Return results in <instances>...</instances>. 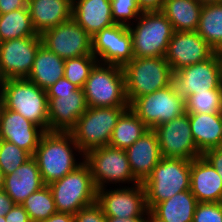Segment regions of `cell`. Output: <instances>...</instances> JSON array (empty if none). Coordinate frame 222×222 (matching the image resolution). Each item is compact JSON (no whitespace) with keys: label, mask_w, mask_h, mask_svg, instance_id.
Wrapping results in <instances>:
<instances>
[{"label":"cell","mask_w":222,"mask_h":222,"mask_svg":"<svg viewBox=\"0 0 222 222\" xmlns=\"http://www.w3.org/2000/svg\"><path fill=\"white\" fill-rule=\"evenodd\" d=\"M216 51L196 32L174 31L165 59L176 71L211 58Z\"/></svg>","instance_id":"obj_17"},{"label":"cell","mask_w":222,"mask_h":222,"mask_svg":"<svg viewBox=\"0 0 222 222\" xmlns=\"http://www.w3.org/2000/svg\"><path fill=\"white\" fill-rule=\"evenodd\" d=\"M128 29L134 57H165L174 30L161 11H143Z\"/></svg>","instance_id":"obj_6"},{"label":"cell","mask_w":222,"mask_h":222,"mask_svg":"<svg viewBox=\"0 0 222 222\" xmlns=\"http://www.w3.org/2000/svg\"><path fill=\"white\" fill-rule=\"evenodd\" d=\"M184 99L187 113H222V85L217 89L198 92Z\"/></svg>","instance_id":"obj_33"},{"label":"cell","mask_w":222,"mask_h":222,"mask_svg":"<svg viewBox=\"0 0 222 222\" xmlns=\"http://www.w3.org/2000/svg\"><path fill=\"white\" fill-rule=\"evenodd\" d=\"M111 11L115 24L128 27L143 13L137 0H111Z\"/></svg>","instance_id":"obj_36"},{"label":"cell","mask_w":222,"mask_h":222,"mask_svg":"<svg viewBox=\"0 0 222 222\" xmlns=\"http://www.w3.org/2000/svg\"><path fill=\"white\" fill-rule=\"evenodd\" d=\"M42 45L62 59L92 54L91 36L73 18L41 34Z\"/></svg>","instance_id":"obj_13"},{"label":"cell","mask_w":222,"mask_h":222,"mask_svg":"<svg viewBox=\"0 0 222 222\" xmlns=\"http://www.w3.org/2000/svg\"><path fill=\"white\" fill-rule=\"evenodd\" d=\"M28 0H0V15L26 8Z\"/></svg>","instance_id":"obj_42"},{"label":"cell","mask_w":222,"mask_h":222,"mask_svg":"<svg viewBox=\"0 0 222 222\" xmlns=\"http://www.w3.org/2000/svg\"><path fill=\"white\" fill-rule=\"evenodd\" d=\"M5 186V174L0 169V190L4 189Z\"/></svg>","instance_id":"obj_49"},{"label":"cell","mask_w":222,"mask_h":222,"mask_svg":"<svg viewBox=\"0 0 222 222\" xmlns=\"http://www.w3.org/2000/svg\"><path fill=\"white\" fill-rule=\"evenodd\" d=\"M3 81H4V78H3V76L1 75V72H0V91H1Z\"/></svg>","instance_id":"obj_52"},{"label":"cell","mask_w":222,"mask_h":222,"mask_svg":"<svg viewBox=\"0 0 222 222\" xmlns=\"http://www.w3.org/2000/svg\"><path fill=\"white\" fill-rule=\"evenodd\" d=\"M197 203L191 190H185L156 204L150 212L163 222H192Z\"/></svg>","instance_id":"obj_27"},{"label":"cell","mask_w":222,"mask_h":222,"mask_svg":"<svg viewBox=\"0 0 222 222\" xmlns=\"http://www.w3.org/2000/svg\"><path fill=\"white\" fill-rule=\"evenodd\" d=\"M146 222H163L160 219L156 218L149 210L146 217Z\"/></svg>","instance_id":"obj_47"},{"label":"cell","mask_w":222,"mask_h":222,"mask_svg":"<svg viewBox=\"0 0 222 222\" xmlns=\"http://www.w3.org/2000/svg\"><path fill=\"white\" fill-rule=\"evenodd\" d=\"M188 117L194 142L202 154L222 147V113H188Z\"/></svg>","instance_id":"obj_25"},{"label":"cell","mask_w":222,"mask_h":222,"mask_svg":"<svg viewBox=\"0 0 222 222\" xmlns=\"http://www.w3.org/2000/svg\"><path fill=\"white\" fill-rule=\"evenodd\" d=\"M74 222H107L101 206L96 202L80 209L74 215Z\"/></svg>","instance_id":"obj_38"},{"label":"cell","mask_w":222,"mask_h":222,"mask_svg":"<svg viewBox=\"0 0 222 222\" xmlns=\"http://www.w3.org/2000/svg\"><path fill=\"white\" fill-rule=\"evenodd\" d=\"M92 54L99 63L123 67L133 58L132 35L128 26L113 24L92 38Z\"/></svg>","instance_id":"obj_14"},{"label":"cell","mask_w":222,"mask_h":222,"mask_svg":"<svg viewBox=\"0 0 222 222\" xmlns=\"http://www.w3.org/2000/svg\"><path fill=\"white\" fill-rule=\"evenodd\" d=\"M192 222H222V202H198Z\"/></svg>","instance_id":"obj_37"},{"label":"cell","mask_w":222,"mask_h":222,"mask_svg":"<svg viewBox=\"0 0 222 222\" xmlns=\"http://www.w3.org/2000/svg\"><path fill=\"white\" fill-rule=\"evenodd\" d=\"M202 6L196 0H164L161 12L174 31L192 32L198 28Z\"/></svg>","instance_id":"obj_28"},{"label":"cell","mask_w":222,"mask_h":222,"mask_svg":"<svg viewBox=\"0 0 222 222\" xmlns=\"http://www.w3.org/2000/svg\"><path fill=\"white\" fill-rule=\"evenodd\" d=\"M72 18L91 37L113 24L111 0H73Z\"/></svg>","instance_id":"obj_22"},{"label":"cell","mask_w":222,"mask_h":222,"mask_svg":"<svg viewBox=\"0 0 222 222\" xmlns=\"http://www.w3.org/2000/svg\"><path fill=\"white\" fill-rule=\"evenodd\" d=\"M49 131L70 132L87 110L83 89L65 94H47Z\"/></svg>","instance_id":"obj_18"},{"label":"cell","mask_w":222,"mask_h":222,"mask_svg":"<svg viewBox=\"0 0 222 222\" xmlns=\"http://www.w3.org/2000/svg\"><path fill=\"white\" fill-rule=\"evenodd\" d=\"M196 32L216 52L222 47V3L202 6Z\"/></svg>","instance_id":"obj_30"},{"label":"cell","mask_w":222,"mask_h":222,"mask_svg":"<svg viewBox=\"0 0 222 222\" xmlns=\"http://www.w3.org/2000/svg\"><path fill=\"white\" fill-rule=\"evenodd\" d=\"M76 153L80 155L82 162L78 161ZM33 157L37 161L45 185L62 179L84 161V154L71 132L62 131H45Z\"/></svg>","instance_id":"obj_1"},{"label":"cell","mask_w":222,"mask_h":222,"mask_svg":"<svg viewBox=\"0 0 222 222\" xmlns=\"http://www.w3.org/2000/svg\"><path fill=\"white\" fill-rule=\"evenodd\" d=\"M0 95L6 109L16 111L44 131H49L46 90L27 78L5 79Z\"/></svg>","instance_id":"obj_3"},{"label":"cell","mask_w":222,"mask_h":222,"mask_svg":"<svg viewBox=\"0 0 222 222\" xmlns=\"http://www.w3.org/2000/svg\"><path fill=\"white\" fill-rule=\"evenodd\" d=\"M73 0H28L32 26L37 34L72 19Z\"/></svg>","instance_id":"obj_24"},{"label":"cell","mask_w":222,"mask_h":222,"mask_svg":"<svg viewBox=\"0 0 222 222\" xmlns=\"http://www.w3.org/2000/svg\"><path fill=\"white\" fill-rule=\"evenodd\" d=\"M0 222H6L5 216H0Z\"/></svg>","instance_id":"obj_53"},{"label":"cell","mask_w":222,"mask_h":222,"mask_svg":"<svg viewBox=\"0 0 222 222\" xmlns=\"http://www.w3.org/2000/svg\"><path fill=\"white\" fill-rule=\"evenodd\" d=\"M44 130L16 111L3 107L0 115V139L34 155Z\"/></svg>","instance_id":"obj_19"},{"label":"cell","mask_w":222,"mask_h":222,"mask_svg":"<svg viewBox=\"0 0 222 222\" xmlns=\"http://www.w3.org/2000/svg\"><path fill=\"white\" fill-rule=\"evenodd\" d=\"M202 5L214 4V3H222V0H196Z\"/></svg>","instance_id":"obj_48"},{"label":"cell","mask_w":222,"mask_h":222,"mask_svg":"<svg viewBox=\"0 0 222 222\" xmlns=\"http://www.w3.org/2000/svg\"><path fill=\"white\" fill-rule=\"evenodd\" d=\"M16 205L9 195L0 190V216H5Z\"/></svg>","instance_id":"obj_43"},{"label":"cell","mask_w":222,"mask_h":222,"mask_svg":"<svg viewBox=\"0 0 222 222\" xmlns=\"http://www.w3.org/2000/svg\"><path fill=\"white\" fill-rule=\"evenodd\" d=\"M174 82L184 98L219 88L222 85V69L218 54L215 53L208 60L176 71Z\"/></svg>","instance_id":"obj_16"},{"label":"cell","mask_w":222,"mask_h":222,"mask_svg":"<svg viewBox=\"0 0 222 222\" xmlns=\"http://www.w3.org/2000/svg\"><path fill=\"white\" fill-rule=\"evenodd\" d=\"M129 108L145 123L154 129L186 113L185 99L177 90L175 82L148 95L136 98Z\"/></svg>","instance_id":"obj_10"},{"label":"cell","mask_w":222,"mask_h":222,"mask_svg":"<svg viewBox=\"0 0 222 222\" xmlns=\"http://www.w3.org/2000/svg\"><path fill=\"white\" fill-rule=\"evenodd\" d=\"M142 11H161L164 0H137Z\"/></svg>","instance_id":"obj_44"},{"label":"cell","mask_w":222,"mask_h":222,"mask_svg":"<svg viewBox=\"0 0 222 222\" xmlns=\"http://www.w3.org/2000/svg\"><path fill=\"white\" fill-rule=\"evenodd\" d=\"M31 222H41L57 212L52 191L48 185L30 194L21 204Z\"/></svg>","instance_id":"obj_32"},{"label":"cell","mask_w":222,"mask_h":222,"mask_svg":"<svg viewBox=\"0 0 222 222\" xmlns=\"http://www.w3.org/2000/svg\"><path fill=\"white\" fill-rule=\"evenodd\" d=\"M190 170L191 160L162 157L143 182L148 210L177 193L190 190Z\"/></svg>","instance_id":"obj_4"},{"label":"cell","mask_w":222,"mask_h":222,"mask_svg":"<svg viewBox=\"0 0 222 222\" xmlns=\"http://www.w3.org/2000/svg\"><path fill=\"white\" fill-rule=\"evenodd\" d=\"M84 161L90 167L97 189L106 188L109 184L116 185L118 183L120 187V183H132V186L139 183L130 170L125 149L109 145L94 148L84 155Z\"/></svg>","instance_id":"obj_9"},{"label":"cell","mask_w":222,"mask_h":222,"mask_svg":"<svg viewBox=\"0 0 222 222\" xmlns=\"http://www.w3.org/2000/svg\"><path fill=\"white\" fill-rule=\"evenodd\" d=\"M88 107H129L121 66L97 63L83 87Z\"/></svg>","instance_id":"obj_7"},{"label":"cell","mask_w":222,"mask_h":222,"mask_svg":"<svg viewBox=\"0 0 222 222\" xmlns=\"http://www.w3.org/2000/svg\"><path fill=\"white\" fill-rule=\"evenodd\" d=\"M125 152L130 170L139 183H143L151 175L162 158L158 137L153 129L145 132Z\"/></svg>","instance_id":"obj_20"},{"label":"cell","mask_w":222,"mask_h":222,"mask_svg":"<svg viewBox=\"0 0 222 222\" xmlns=\"http://www.w3.org/2000/svg\"><path fill=\"white\" fill-rule=\"evenodd\" d=\"M129 107H87L70 131L85 155L89 150L109 145L114 127Z\"/></svg>","instance_id":"obj_8"},{"label":"cell","mask_w":222,"mask_h":222,"mask_svg":"<svg viewBox=\"0 0 222 222\" xmlns=\"http://www.w3.org/2000/svg\"><path fill=\"white\" fill-rule=\"evenodd\" d=\"M97 203L105 217L128 219L142 217L148 211L143 183L97 189Z\"/></svg>","instance_id":"obj_11"},{"label":"cell","mask_w":222,"mask_h":222,"mask_svg":"<svg viewBox=\"0 0 222 222\" xmlns=\"http://www.w3.org/2000/svg\"><path fill=\"white\" fill-rule=\"evenodd\" d=\"M129 105L138 97L174 82V72L165 57H134L123 67Z\"/></svg>","instance_id":"obj_2"},{"label":"cell","mask_w":222,"mask_h":222,"mask_svg":"<svg viewBox=\"0 0 222 222\" xmlns=\"http://www.w3.org/2000/svg\"><path fill=\"white\" fill-rule=\"evenodd\" d=\"M41 222H74V215L69 213L56 212L48 219Z\"/></svg>","instance_id":"obj_45"},{"label":"cell","mask_w":222,"mask_h":222,"mask_svg":"<svg viewBox=\"0 0 222 222\" xmlns=\"http://www.w3.org/2000/svg\"><path fill=\"white\" fill-rule=\"evenodd\" d=\"M79 87L72 84L65 77L60 78L55 84L46 89V94H65L78 90Z\"/></svg>","instance_id":"obj_39"},{"label":"cell","mask_w":222,"mask_h":222,"mask_svg":"<svg viewBox=\"0 0 222 222\" xmlns=\"http://www.w3.org/2000/svg\"><path fill=\"white\" fill-rule=\"evenodd\" d=\"M48 186L52 191L57 212L75 215L80 209L97 202V188L90 167L85 161Z\"/></svg>","instance_id":"obj_5"},{"label":"cell","mask_w":222,"mask_h":222,"mask_svg":"<svg viewBox=\"0 0 222 222\" xmlns=\"http://www.w3.org/2000/svg\"><path fill=\"white\" fill-rule=\"evenodd\" d=\"M41 45V36L22 37L1 42L0 72L4 80L27 78L36 52Z\"/></svg>","instance_id":"obj_15"},{"label":"cell","mask_w":222,"mask_h":222,"mask_svg":"<svg viewBox=\"0 0 222 222\" xmlns=\"http://www.w3.org/2000/svg\"><path fill=\"white\" fill-rule=\"evenodd\" d=\"M190 190L197 202H222V180L203 157L191 160Z\"/></svg>","instance_id":"obj_21"},{"label":"cell","mask_w":222,"mask_h":222,"mask_svg":"<svg viewBox=\"0 0 222 222\" xmlns=\"http://www.w3.org/2000/svg\"><path fill=\"white\" fill-rule=\"evenodd\" d=\"M148 130L145 123L130 108H127L114 127L109 146L127 149Z\"/></svg>","instance_id":"obj_29"},{"label":"cell","mask_w":222,"mask_h":222,"mask_svg":"<svg viewBox=\"0 0 222 222\" xmlns=\"http://www.w3.org/2000/svg\"><path fill=\"white\" fill-rule=\"evenodd\" d=\"M97 63L98 59L93 54L65 59L64 77L83 89L91 70Z\"/></svg>","instance_id":"obj_34"},{"label":"cell","mask_w":222,"mask_h":222,"mask_svg":"<svg viewBox=\"0 0 222 222\" xmlns=\"http://www.w3.org/2000/svg\"><path fill=\"white\" fill-rule=\"evenodd\" d=\"M32 156L13 143L0 139V169L5 175L13 173Z\"/></svg>","instance_id":"obj_35"},{"label":"cell","mask_w":222,"mask_h":222,"mask_svg":"<svg viewBox=\"0 0 222 222\" xmlns=\"http://www.w3.org/2000/svg\"><path fill=\"white\" fill-rule=\"evenodd\" d=\"M43 183L36 159L32 156L13 173L5 175L4 191L15 204H22L34 192L40 190Z\"/></svg>","instance_id":"obj_23"},{"label":"cell","mask_w":222,"mask_h":222,"mask_svg":"<svg viewBox=\"0 0 222 222\" xmlns=\"http://www.w3.org/2000/svg\"><path fill=\"white\" fill-rule=\"evenodd\" d=\"M3 107H4L3 99H2V97H1V95H0V115H1V112H2Z\"/></svg>","instance_id":"obj_51"},{"label":"cell","mask_w":222,"mask_h":222,"mask_svg":"<svg viewBox=\"0 0 222 222\" xmlns=\"http://www.w3.org/2000/svg\"><path fill=\"white\" fill-rule=\"evenodd\" d=\"M65 60L41 45L27 79L46 90L64 77Z\"/></svg>","instance_id":"obj_26"},{"label":"cell","mask_w":222,"mask_h":222,"mask_svg":"<svg viewBox=\"0 0 222 222\" xmlns=\"http://www.w3.org/2000/svg\"><path fill=\"white\" fill-rule=\"evenodd\" d=\"M148 211L142 217H133L128 219H120L116 217H106L107 222H146Z\"/></svg>","instance_id":"obj_46"},{"label":"cell","mask_w":222,"mask_h":222,"mask_svg":"<svg viewBox=\"0 0 222 222\" xmlns=\"http://www.w3.org/2000/svg\"><path fill=\"white\" fill-rule=\"evenodd\" d=\"M153 130L158 137L162 157L193 160L202 156L194 142L187 112Z\"/></svg>","instance_id":"obj_12"},{"label":"cell","mask_w":222,"mask_h":222,"mask_svg":"<svg viewBox=\"0 0 222 222\" xmlns=\"http://www.w3.org/2000/svg\"><path fill=\"white\" fill-rule=\"evenodd\" d=\"M6 222H31L28 213L20 204L14 207L5 215Z\"/></svg>","instance_id":"obj_41"},{"label":"cell","mask_w":222,"mask_h":222,"mask_svg":"<svg viewBox=\"0 0 222 222\" xmlns=\"http://www.w3.org/2000/svg\"><path fill=\"white\" fill-rule=\"evenodd\" d=\"M29 36L41 35L37 34L32 26L28 7L0 15V38L2 42Z\"/></svg>","instance_id":"obj_31"},{"label":"cell","mask_w":222,"mask_h":222,"mask_svg":"<svg viewBox=\"0 0 222 222\" xmlns=\"http://www.w3.org/2000/svg\"><path fill=\"white\" fill-rule=\"evenodd\" d=\"M202 156L216 169L222 180V147L206 150Z\"/></svg>","instance_id":"obj_40"},{"label":"cell","mask_w":222,"mask_h":222,"mask_svg":"<svg viewBox=\"0 0 222 222\" xmlns=\"http://www.w3.org/2000/svg\"><path fill=\"white\" fill-rule=\"evenodd\" d=\"M216 53L218 54V57L220 59L221 69H222V47Z\"/></svg>","instance_id":"obj_50"}]
</instances>
